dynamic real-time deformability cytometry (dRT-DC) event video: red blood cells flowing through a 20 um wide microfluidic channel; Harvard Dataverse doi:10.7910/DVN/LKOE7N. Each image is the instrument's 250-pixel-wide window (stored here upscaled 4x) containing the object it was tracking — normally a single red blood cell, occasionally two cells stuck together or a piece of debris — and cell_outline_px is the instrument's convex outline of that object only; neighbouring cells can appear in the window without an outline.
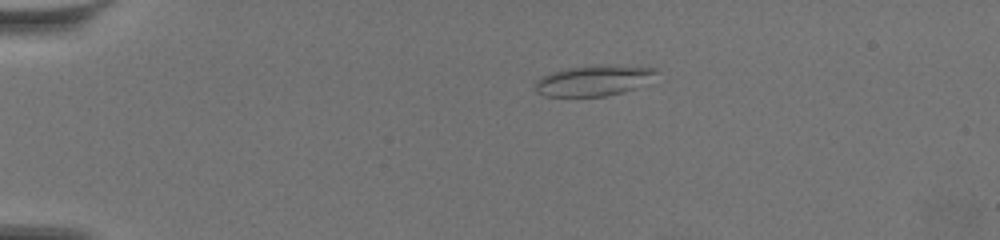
{"species": "common noctule bat (a hibernating species)", "species_latin": "Nyctalus noctula", "temperature_condition": "warm", "stored_images_in_passage": 42, "camera_frame_rate_fps": 3000, "um_per_image_px": 0.085, "animal": {"sex": "female", "body_mass_g": 19.5, "forearm_length_mm": 54.1}, "frame": {"image": 1, "passage_image": 1, "time_ms": 0.0, "image_size_px": [1000, 240], "cell_outline_px": [[656, 72], [632, 88], [620, 92], [604, 96], [544, 96], [536, 92], [536, 80], [552, 72], [568, 68], [608, 64], [656, 68]], "centroid_in_image_um": [50.35, 6.84], "position_along_channel_um": 34.6, "area_um2": 20.75}}
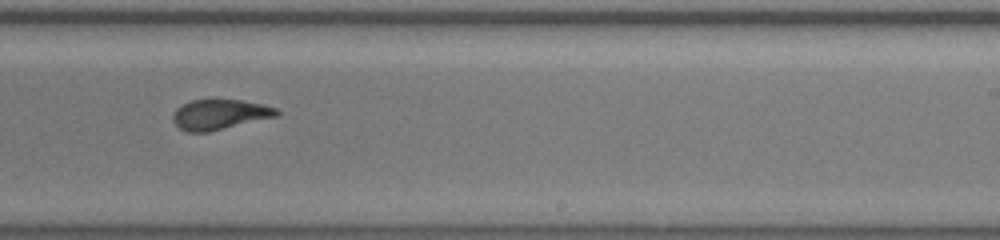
{"frame": {"image": 2, "passage_image": 26, "time_ms": 8.333, "image_size_px": [1000, 240], "cell_outline_px": [[280, 116], [208, 132], [188, 132], [180, 128], [172, 120], [172, 116], [176, 108], [192, 100], [240, 100], [264, 104], [276, 108], [280, 112]], "centroid_in_image_um": [18.72, 9.73], "position_along_channel_um": 270.3, "area_um2": 18.26}}
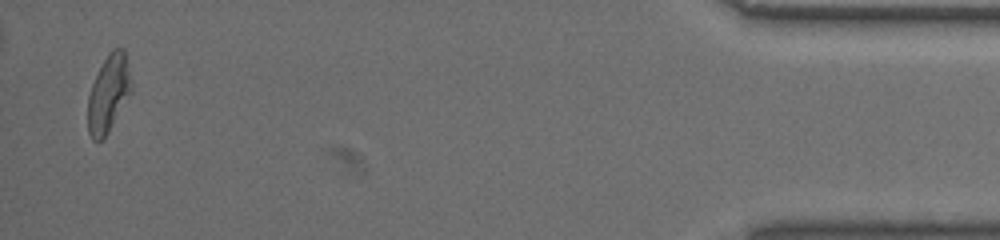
{"frame": {"image": 3, "passage_image": 42, "time_ms": 13.667, "image_size_px": [1000, 240], "cell_outline_px": [[132, 92], [104, 140], [92, 140], [88, 132], [88, 96], [92, 84], [104, 60], [112, 48], [124, 48], [132, 84]], "centroid_in_image_um": [9.23, 7.98], "position_along_channel_um": 426.0, "area_um2": 19.59}, "authors_computed_cell_mechanics": {"area_um2": 19.1029, "velocity_mm_per_s": 3.5078, "shape_relaxation_time_tau1_ms": null, "shape_relaxation_time_tau2_ms": 1.4598, "deformation_change_tau1": null, "deformation_change_tau2": 0.0965}}